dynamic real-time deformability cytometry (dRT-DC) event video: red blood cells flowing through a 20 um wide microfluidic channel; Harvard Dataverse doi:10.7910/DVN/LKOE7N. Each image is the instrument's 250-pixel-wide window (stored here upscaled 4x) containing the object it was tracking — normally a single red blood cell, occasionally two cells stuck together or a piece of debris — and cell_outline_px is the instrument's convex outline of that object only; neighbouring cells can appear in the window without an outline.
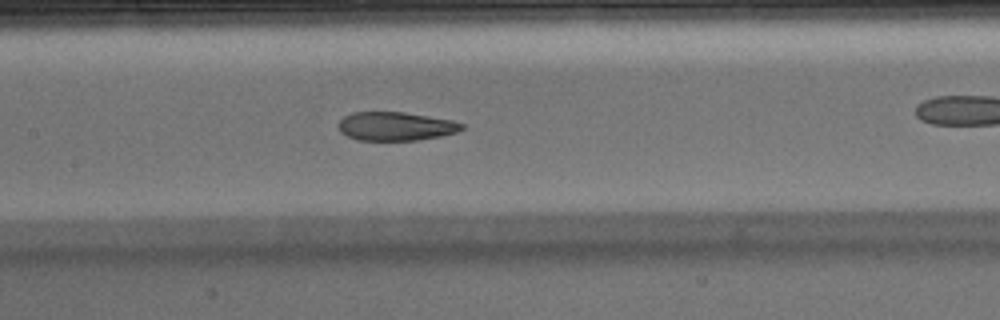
{"species": "Egyptian fruit bat (a non-hibernating species)", "species_latin": "Rousettus aegyptiacus", "temperature_condition": "warm", "stored_images_in_passage": 40, "camera_frame_rate_fps": 3000, "um_per_image_px": 0.085, "animal": {"sex": "male"}, "frame": {"image": 1, "passage_image": 23, "time_ms": 7.333, "image_size_px": [1000, 320], "cell_outline_px": [[464, 128], [456, 132], [440, 136], [416, 140], [356, 140], [340, 132], [336, 124], [344, 116], [352, 112], [404, 112], [452, 120], [464, 124]], "centroid_in_image_um": [33.59, 10.73], "position_along_channel_um": 173.8, "area_um2": 20.63}}